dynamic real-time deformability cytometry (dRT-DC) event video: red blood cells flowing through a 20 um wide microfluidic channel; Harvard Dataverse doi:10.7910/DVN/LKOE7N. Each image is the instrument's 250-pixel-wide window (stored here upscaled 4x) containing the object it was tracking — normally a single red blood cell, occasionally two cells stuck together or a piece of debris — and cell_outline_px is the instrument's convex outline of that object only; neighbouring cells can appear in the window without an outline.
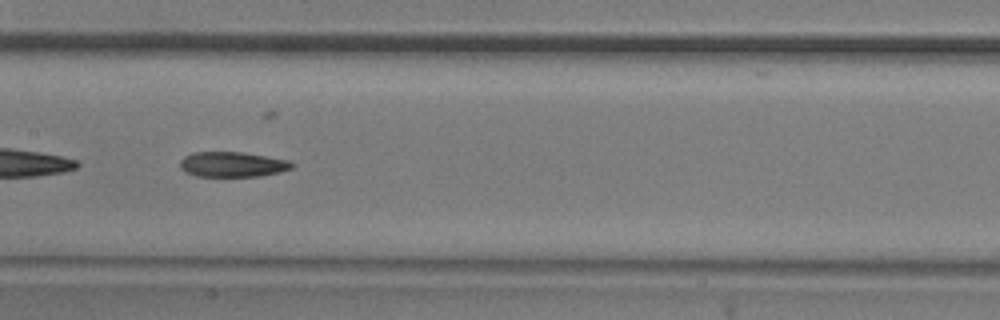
{"species": "common noctule bat (a hibernating species)", "species_latin": "Nyctalus noctula", "temperature_condition": "room temperature", "stored_images_in_passage": 35, "camera_frame_rate_fps": 3000, "um_per_image_px": 0.085, "animal": {"sex": "male", "body_mass_g": 20.5, "forearm_length_mm": 52.5}, "frame": {"image": 1, "passage_image": 25, "time_ms": 8.0, "image_size_px": [1000, 320], "cell_outline_px": [[296, 164], [292, 168], [280, 172], [260, 176], [196, 176], [184, 172], [180, 168], [180, 160], [184, 156], [192, 152], [244, 152], [288, 160]], "centroid_in_image_um": [19.75, 13.97], "position_along_channel_um": 187.7, "area_um2": 16.53}}